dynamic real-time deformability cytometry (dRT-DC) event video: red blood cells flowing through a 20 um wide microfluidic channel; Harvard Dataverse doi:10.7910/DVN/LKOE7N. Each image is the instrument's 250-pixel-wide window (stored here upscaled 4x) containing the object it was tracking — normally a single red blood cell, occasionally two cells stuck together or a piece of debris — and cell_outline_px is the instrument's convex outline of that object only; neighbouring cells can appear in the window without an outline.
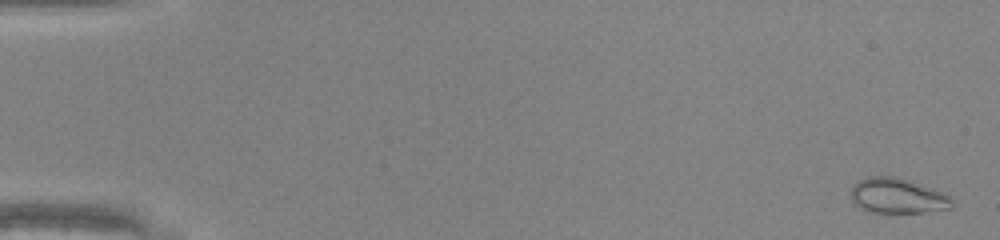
{"species": "common noctule bat (a hibernating species)", "species_latin": "Nyctalus noctula", "temperature_condition": "warm", "stored_images_in_passage": 50, "camera_frame_rate_fps": 3000, "um_per_image_px": 0.085, "animal": {"sex": "male", "body_mass_g": 20.0, "forearm_length_mm": 53.3}, "frame": {"image": 1, "passage_image": 2, "time_ms": 0.333, "image_size_px": [1000, 240], "cell_outline_px": [[952, 208], [924, 212], [868, 212], [860, 208], [852, 200], [848, 192], [852, 184], [868, 176], [896, 176], [908, 180], [940, 192], [948, 196], [952, 200]], "centroid_in_image_um": [76.2, 16.64], "position_along_channel_um": 8.8, "area_um2": 20.63}}
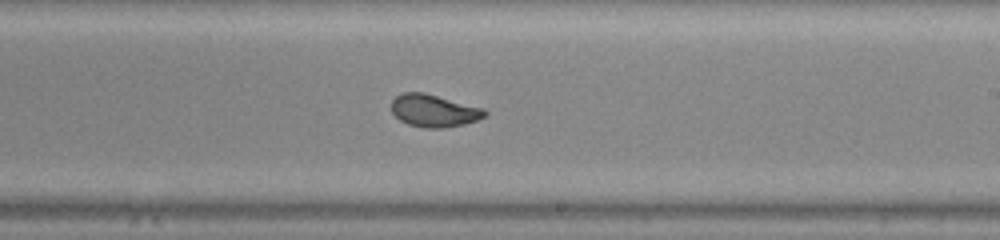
{"frame": {"image": 2, "passage_image": 31, "time_ms": 10.0, "image_size_px": [1000, 240], "cell_outline_px": [[488, 112], [484, 116], [476, 120], [464, 124], [444, 128], [424, 128], [408, 124], [400, 120], [392, 112], [392, 100], [400, 92], [424, 92], [484, 108]], "centroid_in_image_um": [36.87, 9.4], "position_along_channel_um": 252.1, "area_um2": 17.69}}
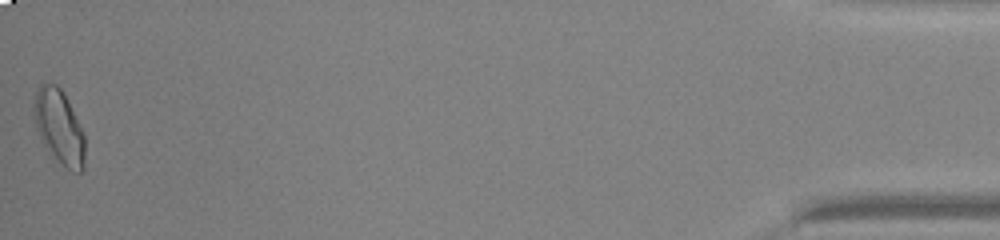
{"frame": {"image": 3, "passage_image": 50, "time_ms": 16.333, "image_size_px": [1000, 240], "cell_outline_px": [[84, 168], [80, 172], [72, 172], [64, 168], [52, 160], [36, 128], [32, 112], [32, 104], [36, 88], [40, 84], [56, 84], [64, 92], [84, 132]], "centroid_in_image_um": [5.0, 10.82], "position_along_channel_um": 430.2, "area_um2": 22.77}, "authors_computed_cell_mechanics": {"area_um2": 18.7561, "velocity_mm_per_s": 4.2427, "shape_relaxation_time_tau1_ms": 4.8681, "shape_relaxation_time_tau2_ms": 0.6709, "deformation_change_tau1": 0.1593, "deformation_change_tau2": 0.0443}}